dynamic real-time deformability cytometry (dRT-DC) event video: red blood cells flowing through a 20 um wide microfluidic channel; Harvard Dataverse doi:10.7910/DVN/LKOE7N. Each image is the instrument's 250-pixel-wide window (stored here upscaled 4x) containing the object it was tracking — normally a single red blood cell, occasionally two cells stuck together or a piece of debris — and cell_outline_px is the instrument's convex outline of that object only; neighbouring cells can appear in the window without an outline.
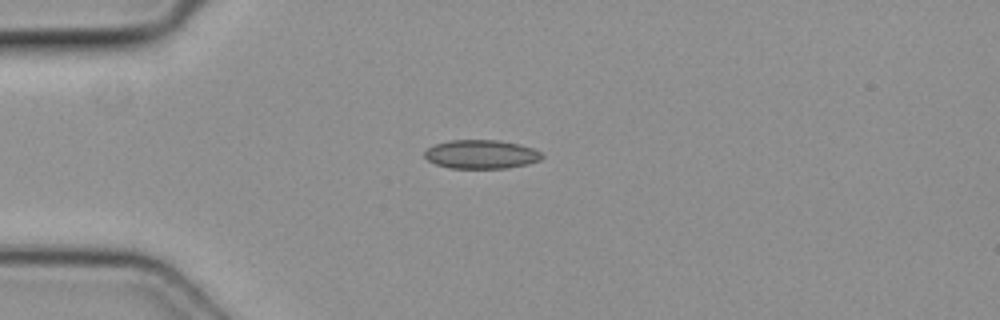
{"species": "common noctule bat (a hibernating species)", "species_latin": "Nyctalus noctula", "temperature_condition": "cold", "stored_images_in_passage": 2, "camera_frame_rate_fps": 3000, "um_per_image_px": 0.085, "animal": {"sex": "female", "body_mass_g": 19.3, "forearm_length_mm": 54.1}, "frame": {"image": 1, "passage_image": 2, "time_ms": 0.333, "image_size_px": [1000, 320], "cell_outline_px": [[544, 156], [540, 160], [528, 164], [508, 168], [448, 168], [436, 164], [428, 160], [424, 156], [424, 152], [428, 148], [436, 144], [448, 140], [500, 140], [520, 144], [532, 148], [540, 152]], "centroid_in_image_um": [40.91, 13.11], "position_along_channel_um": 44.1, "area_um2": 19.77}}